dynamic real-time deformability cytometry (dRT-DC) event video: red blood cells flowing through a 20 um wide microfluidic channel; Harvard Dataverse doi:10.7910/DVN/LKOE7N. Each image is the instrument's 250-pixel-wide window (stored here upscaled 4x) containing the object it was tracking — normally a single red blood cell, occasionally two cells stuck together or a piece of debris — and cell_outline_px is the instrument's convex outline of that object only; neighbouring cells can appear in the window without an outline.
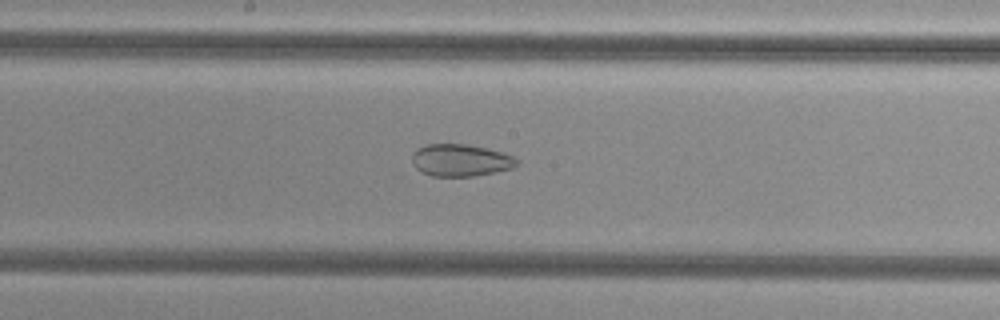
{"species": "common noctule bat (a hibernating species)", "species_latin": "Nyctalus noctula", "temperature_condition": "cold", "stored_images_in_passage": 41, "camera_frame_rate_fps": 3000, "um_per_image_px": 0.085, "animal": {"sex": "female", "body_mass_g": 29.2, "forearm_length_mm": 56.3}, "frame": {"image": 1, "passage_image": 16, "time_ms": 5.0, "image_size_px": [1000, 320], "cell_outline_px": [[520, 160], [512, 168], [496, 172], [472, 176], [432, 176], [420, 172], [412, 164], [412, 152], [416, 148], [424, 144], [468, 144], [500, 152], [512, 156]], "centroid_in_image_um": [39.09, 13.62], "position_along_channel_um": 209.1, "area_um2": 19.71}}
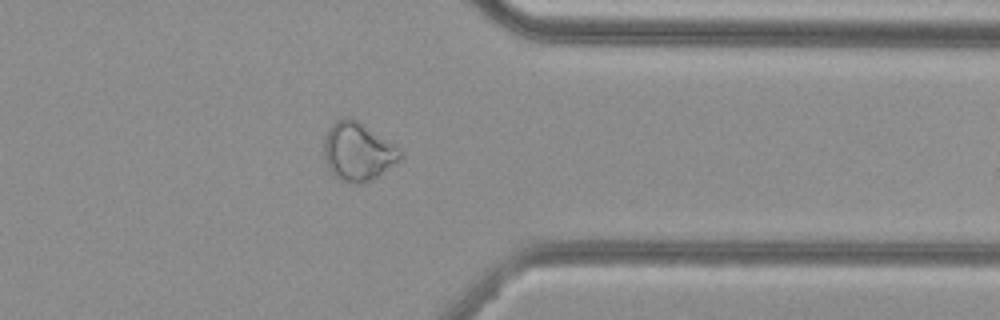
{"frame": {"image": 2, "passage_image": 30, "time_ms": 9.667, "image_size_px": [1000, 320], "cell_outline_px": [[404, 152], [400, 160], [376, 176], [368, 180], [356, 184], [352, 184], [340, 180], [332, 176], [324, 160], [324, 136], [328, 128], [336, 120], [344, 116], [352, 116], [396, 144]], "centroid_in_image_um": [30.4, 12.85], "position_along_channel_um": 381.0, "area_um2": 26.41}}
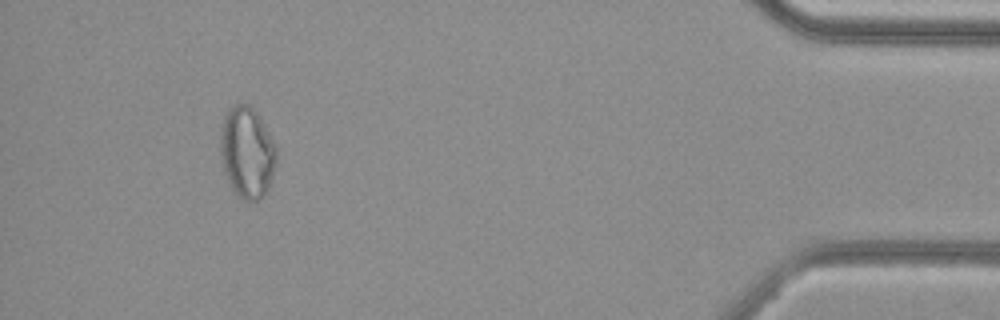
{"frame": {"image": 3, "passage_image": 37, "time_ms": 12.0, "image_size_px": [1000, 320], "cell_outline_px": [[276, 160], [272, 176], [268, 188], [264, 196], [260, 200], [244, 200], [228, 184], [224, 172], [220, 156], [220, 128], [224, 116], [236, 104], [248, 104], [260, 116], [276, 148]], "centroid_in_image_um": [20.98, 12.96], "position_along_channel_um": 414.2, "area_um2": 29.71}, "authors_computed_cell_mechanics": {"area_um2": 24.9696, "velocity_mm_per_s": 3.8251, "shape_relaxation_time_tau1_ms": null, "shape_relaxation_time_tau2_ms": 2.3912, "deformation_change_tau1": null, "deformation_change_tau2": 0.0721}}